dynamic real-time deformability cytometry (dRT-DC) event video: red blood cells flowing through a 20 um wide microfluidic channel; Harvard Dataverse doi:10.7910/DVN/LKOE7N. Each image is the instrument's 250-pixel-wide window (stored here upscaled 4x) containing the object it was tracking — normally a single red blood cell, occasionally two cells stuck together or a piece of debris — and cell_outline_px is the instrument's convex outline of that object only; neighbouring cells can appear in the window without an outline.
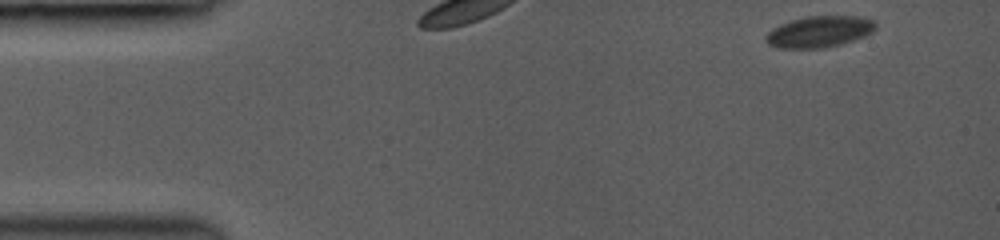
{"species": "common noctule bat (a hibernating species)", "species_latin": "Nyctalus noctula", "temperature_condition": "room temperature", "stored_images_in_passage": 4, "camera_frame_rate_fps": 3000, "um_per_image_px": 0.085, "animal": {"sex": "female", "body_mass_g": 19.0, "forearm_length_mm": 53.3}, "frame": {"image": 1, "passage_image": 1, "time_ms": 0.0, "image_size_px": [1000, 240], "cell_outline_px": [[876, 28], [872, 32], [864, 36], [840, 44], [820, 48], [780, 48], [768, 44], [764, 40], [764, 36], [772, 28], [780, 24], [792, 20], [808, 16], [856, 16], [876, 20]], "centroid_in_image_um": [69.63, 2.69], "position_along_channel_um": 15.4, "area_um2": 20.0}}